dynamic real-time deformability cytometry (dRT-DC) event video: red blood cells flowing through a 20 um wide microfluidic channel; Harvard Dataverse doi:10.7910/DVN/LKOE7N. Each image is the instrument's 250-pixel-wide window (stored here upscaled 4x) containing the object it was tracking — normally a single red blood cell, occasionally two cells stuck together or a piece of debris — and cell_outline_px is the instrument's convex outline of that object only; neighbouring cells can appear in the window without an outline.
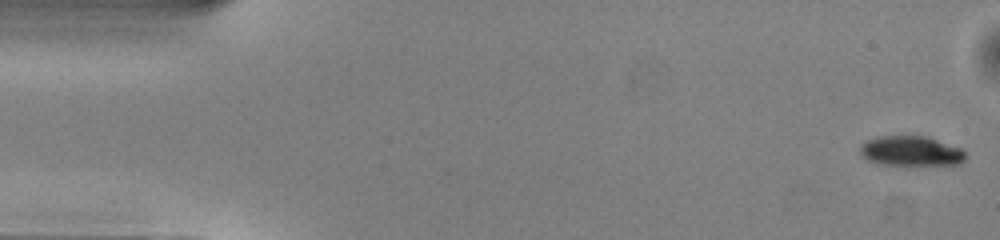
{"species": "common noctule bat (a hibernating species)", "species_latin": "Nyctalus noctula", "temperature_condition": "warm", "stored_images_in_passage": 51, "camera_frame_rate_fps": 3000, "um_per_image_px": 0.085, "animal": {"sex": "male", "body_mass_g": 13.0, "forearm_length_mm": 53.1}, "frame": {"image": 1, "passage_image": 1, "time_ms": 0.0, "image_size_px": [1000, 240], "cell_outline_px": [[964, 160], [960, 164], [908, 168], [876, 164], [864, 160], [860, 156], [860, 144], [876, 136], [928, 136], [960, 148], [964, 152]], "centroid_in_image_um": [77.37, 12.9], "position_along_channel_um": 7.6, "area_um2": 19.59}}
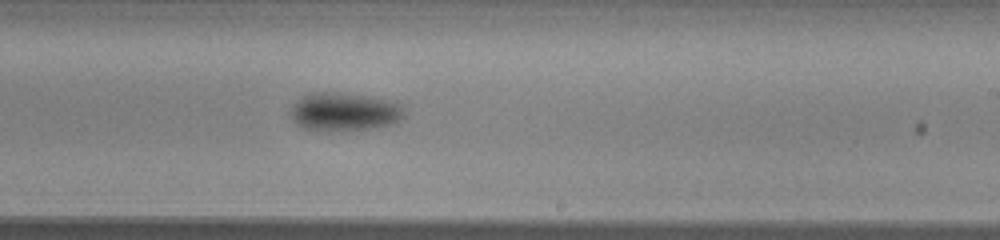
{"frame": {"image": 2, "passage_image": 30, "time_ms": 9.667, "image_size_px": [1000, 240], "cell_outline_px": [[404, 116], [400, 120], [392, 124], [372, 128], [328, 132], [300, 128], [292, 120], [288, 112], [292, 104], [300, 96], [308, 92], [340, 92], [372, 96], [396, 100], [404, 104]], "centroid_in_image_um": [29.24, 9.49], "position_along_channel_um": 259.8, "area_um2": 26.59}}
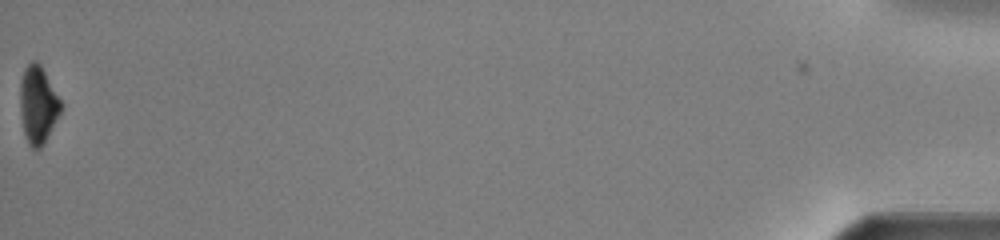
{"frame": {"image": 3, "passage_image": 51, "time_ms": 16.667, "image_size_px": [1000, 240], "cell_outline_px": [[64, 104], [44, 144], [40, 148], [32, 148], [28, 144], [24, 136], [20, 116], [20, 80], [24, 68], [32, 60], [36, 60], [40, 64]], "centroid_in_image_um": [3.22, 8.9], "position_along_channel_um": 432.0, "area_um2": 18.67}, "authors_computed_cell_mechanics": {"area_um2": 22.0796, "velocity_mm_per_s": 4.0205, "shape_relaxation_time_tau1_ms": 1.6898, "shape_relaxation_time_tau2_ms": null, "deformation_change_tau1": 0.091, "deformation_change_tau2": null}}